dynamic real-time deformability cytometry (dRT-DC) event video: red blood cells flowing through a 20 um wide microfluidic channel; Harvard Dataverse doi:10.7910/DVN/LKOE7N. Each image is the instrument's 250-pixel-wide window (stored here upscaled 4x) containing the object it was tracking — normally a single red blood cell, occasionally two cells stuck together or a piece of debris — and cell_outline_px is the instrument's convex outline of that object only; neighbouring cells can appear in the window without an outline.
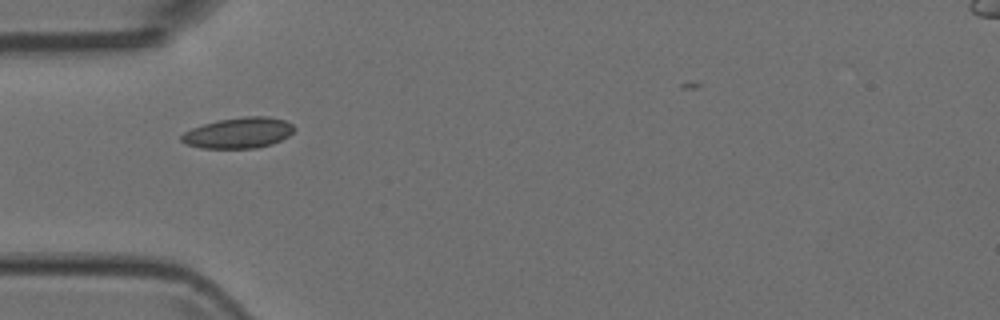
{"species": "Egyptian fruit bat (a non-hibernating species)", "species_latin": "Rousettus aegyptiacus", "temperature_condition": "room temperature", "stored_images_in_passage": 8, "camera_frame_rate_fps": 3000, "um_per_image_px": 0.085, "animal": {"sex": "female"}, "frame": {"image": 1, "passage_image": 5, "time_ms": 1.333, "image_size_px": [1000, 320], "cell_outline_px": [[296, 128], [288, 136], [272, 144], [256, 148], [200, 148], [188, 144], [180, 140], [180, 136], [184, 132], [192, 128], [204, 124], [220, 120], [244, 116], [268, 116], [284, 120], [292, 124]], "centroid_in_image_um": [20.29, 11.29], "position_along_channel_um": 64.7, "area_um2": 20.11}}
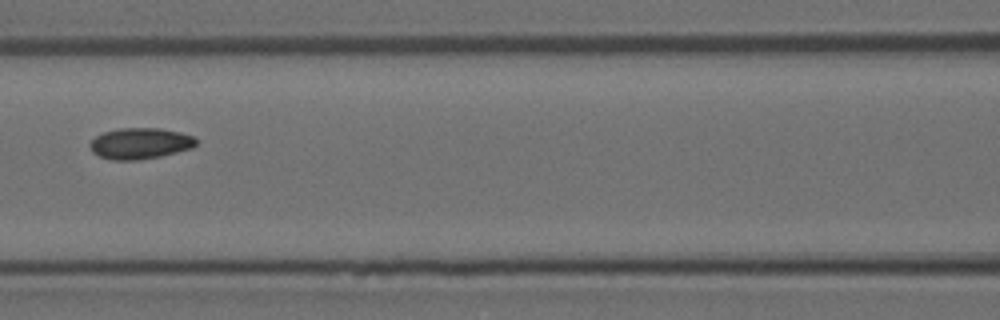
{"frame": {"image": 2, "passage_image": 7, "time_ms": 2.0, "image_size_px": [1000, 320], "cell_outline_px": [[196, 144], [192, 148], [160, 156], [140, 160], [112, 160], [100, 156], [92, 152], [88, 144], [96, 136], [104, 132], [120, 128], [160, 128], [180, 132], [196, 136]], "centroid_in_image_um": [11.91, 12.19], "position_along_channel_um": 154.7, "area_um2": 19.31}}
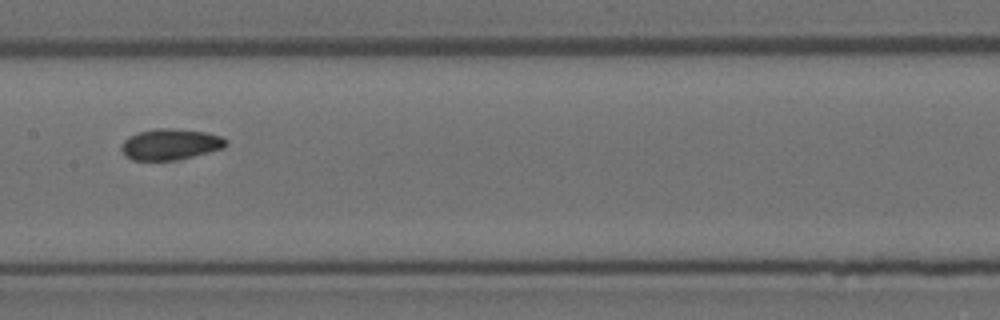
{"frame": {"image": 3, "passage_image": 8, "time_ms": 2.333, "image_size_px": [1000, 320], "cell_outline_px": [[228, 144], [224, 148], [176, 160], [132, 160], [124, 156], [120, 148], [120, 144], [128, 136], [140, 132], [156, 128], [168, 128], [204, 132], [220, 136], [228, 140]], "centroid_in_image_um": [14.44, 12.27], "position_along_channel_um": 193.0, "area_um2": 18.9}}